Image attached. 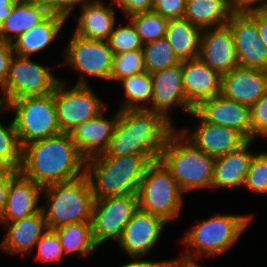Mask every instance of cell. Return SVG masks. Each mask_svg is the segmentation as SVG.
<instances>
[{
  "mask_svg": "<svg viewBox=\"0 0 267 267\" xmlns=\"http://www.w3.org/2000/svg\"><path fill=\"white\" fill-rule=\"evenodd\" d=\"M86 158L70 133L33 141L22 147L19 172L42 188L85 175Z\"/></svg>",
  "mask_w": 267,
  "mask_h": 267,
  "instance_id": "1",
  "label": "cell"
},
{
  "mask_svg": "<svg viewBox=\"0 0 267 267\" xmlns=\"http://www.w3.org/2000/svg\"><path fill=\"white\" fill-rule=\"evenodd\" d=\"M175 128L154 111L119 109L113 136L104 153L113 157L144 154L152 162L159 160L165 141Z\"/></svg>",
  "mask_w": 267,
  "mask_h": 267,
  "instance_id": "2",
  "label": "cell"
},
{
  "mask_svg": "<svg viewBox=\"0 0 267 267\" xmlns=\"http://www.w3.org/2000/svg\"><path fill=\"white\" fill-rule=\"evenodd\" d=\"M151 163L144 154L113 157L101 153L86 159L85 176L94 200L137 193Z\"/></svg>",
  "mask_w": 267,
  "mask_h": 267,
  "instance_id": "3",
  "label": "cell"
},
{
  "mask_svg": "<svg viewBox=\"0 0 267 267\" xmlns=\"http://www.w3.org/2000/svg\"><path fill=\"white\" fill-rule=\"evenodd\" d=\"M176 130L165 141L159 160L183 193L200 188L212 189L215 158L196 148Z\"/></svg>",
  "mask_w": 267,
  "mask_h": 267,
  "instance_id": "4",
  "label": "cell"
},
{
  "mask_svg": "<svg viewBox=\"0 0 267 267\" xmlns=\"http://www.w3.org/2000/svg\"><path fill=\"white\" fill-rule=\"evenodd\" d=\"M251 218L252 215L249 214L216 213L201 221L180 240L185 247L187 246L185 254H181V257L198 261L201 256H217L228 251L247 229Z\"/></svg>",
  "mask_w": 267,
  "mask_h": 267,
  "instance_id": "5",
  "label": "cell"
},
{
  "mask_svg": "<svg viewBox=\"0 0 267 267\" xmlns=\"http://www.w3.org/2000/svg\"><path fill=\"white\" fill-rule=\"evenodd\" d=\"M44 194V195H43ZM46 202L41 206L48 229L79 222H92L94 197L85 175L78 179L46 186Z\"/></svg>",
  "mask_w": 267,
  "mask_h": 267,
  "instance_id": "6",
  "label": "cell"
},
{
  "mask_svg": "<svg viewBox=\"0 0 267 267\" xmlns=\"http://www.w3.org/2000/svg\"><path fill=\"white\" fill-rule=\"evenodd\" d=\"M139 208L161 217L168 224L176 220L183 206V192L160 160L147 168L138 188Z\"/></svg>",
  "mask_w": 267,
  "mask_h": 267,
  "instance_id": "7",
  "label": "cell"
},
{
  "mask_svg": "<svg viewBox=\"0 0 267 267\" xmlns=\"http://www.w3.org/2000/svg\"><path fill=\"white\" fill-rule=\"evenodd\" d=\"M4 109L15 113L13 121L21 147L61 133L53 93L12 99Z\"/></svg>",
  "mask_w": 267,
  "mask_h": 267,
  "instance_id": "8",
  "label": "cell"
},
{
  "mask_svg": "<svg viewBox=\"0 0 267 267\" xmlns=\"http://www.w3.org/2000/svg\"><path fill=\"white\" fill-rule=\"evenodd\" d=\"M54 67L47 68L30 57L14 54L11 59L5 85L0 94V103L24 97L45 96L53 93L61 80L54 76ZM51 71V72H50Z\"/></svg>",
  "mask_w": 267,
  "mask_h": 267,
  "instance_id": "9",
  "label": "cell"
},
{
  "mask_svg": "<svg viewBox=\"0 0 267 267\" xmlns=\"http://www.w3.org/2000/svg\"><path fill=\"white\" fill-rule=\"evenodd\" d=\"M64 50L65 63L80 73L75 85H90L87 77L110 80L113 51L105 40L87 39L73 32Z\"/></svg>",
  "mask_w": 267,
  "mask_h": 267,
  "instance_id": "10",
  "label": "cell"
},
{
  "mask_svg": "<svg viewBox=\"0 0 267 267\" xmlns=\"http://www.w3.org/2000/svg\"><path fill=\"white\" fill-rule=\"evenodd\" d=\"M64 86L60 80L53 91L61 132L70 133L78 125L95 118L108 108L90 85H74L70 89Z\"/></svg>",
  "mask_w": 267,
  "mask_h": 267,
  "instance_id": "11",
  "label": "cell"
},
{
  "mask_svg": "<svg viewBox=\"0 0 267 267\" xmlns=\"http://www.w3.org/2000/svg\"><path fill=\"white\" fill-rule=\"evenodd\" d=\"M138 209L137 193L94 200L91 224L96 244L100 246L110 239L118 241Z\"/></svg>",
  "mask_w": 267,
  "mask_h": 267,
  "instance_id": "12",
  "label": "cell"
},
{
  "mask_svg": "<svg viewBox=\"0 0 267 267\" xmlns=\"http://www.w3.org/2000/svg\"><path fill=\"white\" fill-rule=\"evenodd\" d=\"M191 116L197 118V125L192 131H179L196 148L213 158L239 150L248 140L232 128L215 125L204 121L194 110Z\"/></svg>",
  "mask_w": 267,
  "mask_h": 267,
  "instance_id": "13",
  "label": "cell"
},
{
  "mask_svg": "<svg viewBox=\"0 0 267 267\" xmlns=\"http://www.w3.org/2000/svg\"><path fill=\"white\" fill-rule=\"evenodd\" d=\"M239 66L267 69V49L259 36L256 21L247 13H233L229 22Z\"/></svg>",
  "mask_w": 267,
  "mask_h": 267,
  "instance_id": "14",
  "label": "cell"
},
{
  "mask_svg": "<svg viewBox=\"0 0 267 267\" xmlns=\"http://www.w3.org/2000/svg\"><path fill=\"white\" fill-rule=\"evenodd\" d=\"M166 225L168 223L161 217L139 208L117 241L119 247L130 259L132 257L144 258L159 242Z\"/></svg>",
  "mask_w": 267,
  "mask_h": 267,
  "instance_id": "15",
  "label": "cell"
},
{
  "mask_svg": "<svg viewBox=\"0 0 267 267\" xmlns=\"http://www.w3.org/2000/svg\"><path fill=\"white\" fill-rule=\"evenodd\" d=\"M151 75L153 95L150 107L147 110L161 114L173 125L170 119V110L180 106L186 113H191L194 108L187 102L183 91V76L181 64L154 72Z\"/></svg>",
  "mask_w": 267,
  "mask_h": 267,
  "instance_id": "16",
  "label": "cell"
},
{
  "mask_svg": "<svg viewBox=\"0 0 267 267\" xmlns=\"http://www.w3.org/2000/svg\"><path fill=\"white\" fill-rule=\"evenodd\" d=\"M198 58L221 75L239 66L234 39L228 24L202 29Z\"/></svg>",
  "mask_w": 267,
  "mask_h": 267,
  "instance_id": "17",
  "label": "cell"
},
{
  "mask_svg": "<svg viewBox=\"0 0 267 267\" xmlns=\"http://www.w3.org/2000/svg\"><path fill=\"white\" fill-rule=\"evenodd\" d=\"M194 111L206 122L239 131L248 141L252 140L250 107L221 94L202 101Z\"/></svg>",
  "mask_w": 267,
  "mask_h": 267,
  "instance_id": "18",
  "label": "cell"
},
{
  "mask_svg": "<svg viewBox=\"0 0 267 267\" xmlns=\"http://www.w3.org/2000/svg\"><path fill=\"white\" fill-rule=\"evenodd\" d=\"M183 91L195 109L202 101L221 94L222 75L200 58L181 61Z\"/></svg>",
  "mask_w": 267,
  "mask_h": 267,
  "instance_id": "19",
  "label": "cell"
},
{
  "mask_svg": "<svg viewBox=\"0 0 267 267\" xmlns=\"http://www.w3.org/2000/svg\"><path fill=\"white\" fill-rule=\"evenodd\" d=\"M267 91L265 70L237 66L222 75L221 95L248 107Z\"/></svg>",
  "mask_w": 267,
  "mask_h": 267,
  "instance_id": "20",
  "label": "cell"
},
{
  "mask_svg": "<svg viewBox=\"0 0 267 267\" xmlns=\"http://www.w3.org/2000/svg\"><path fill=\"white\" fill-rule=\"evenodd\" d=\"M105 111L106 109L70 132L76 147L86 159L104 153L113 136L119 117V109L110 118H105Z\"/></svg>",
  "mask_w": 267,
  "mask_h": 267,
  "instance_id": "21",
  "label": "cell"
},
{
  "mask_svg": "<svg viewBox=\"0 0 267 267\" xmlns=\"http://www.w3.org/2000/svg\"><path fill=\"white\" fill-rule=\"evenodd\" d=\"M43 188L20 172L11 180L0 222H15L36 214Z\"/></svg>",
  "mask_w": 267,
  "mask_h": 267,
  "instance_id": "22",
  "label": "cell"
},
{
  "mask_svg": "<svg viewBox=\"0 0 267 267\" xmlns=\"http://www.w3.org/2000/svg\"><path fill=\"white\" fill-rule=\"evenodd\" d=\"M80 5L81 13L73 32L87 39L107 41L117 23L112 1L107 6L102 0H83Z\"/></svg>",
  "mask_w": 267,
  "mask_h": 267,
  "instance_id": "23",
  "label": "cell"
},
{
  "mask_svg": "<svg viewBox=\"0 0 267 267\" xmlns=\"http://www.w3.org/2000/svg\"><path fill=\"white\" fill-rule=\"evenodd\" d=\"M1 223L6 226L7 234L1 241L0 247L11 254L24 255L32 251L36 242L48 229L42 209L21 220Z\"/></svg>",
  "mask_w": 267,
  "mask_h": 267,
  "instance_id": "24",
  "label": "cell"
},
{
  "mask_svg": "<svg viewBox=\"0 0 267 267\" xmlns=\"http://www.w3.org/2000/svg\"><path fill=\"white\" fill-rule=\"evenodd\" d=\"M253 141L249 140L239 150L215 158L212 188L243 187L254 153L250 151Z\"/></svg>",
  "mask_w": 267,
  "mask_h": 267,
  "instance_id": "25",
  "label": "cell"
},
{
  "mask_svg": "<svg viewBox=\"0 0 267 267\" xmlns=\"http://www.w3.org/2000/svg\"><path fill=\"white\" fill-rule=\"evenodd\" d=\"M65 22L64 17L49 14L42 22L22 33L11 43L14 54L30 57L45 50L56 40Z\"/></svg>",
  "mask_w": 267,
  "mask_h": 267,
  "instance_id": "26",
  "label": "cell"
},
{
  "mask_svg": "<svg viewBox=\"0 0 267 267\" xmlns=\"http://www.w3.org/2000/svg\"><path fill=\"white\" fill-rule=\"evenodd\" d=\"M48 15L49 13L35 0H18L7 18L0 24V39L11 44Z\"/></svg>",
  "mask_w": 267,
  "mask_h": 267,
  "instance_id": "27",
  "label": "cell"
},
{
  "mask_svg": "<svg viewBox=\"0 0 267 267\" xmlns=\"http://www.w3.org/2000/svg\"><path fill=\"white\" fill-rule=\"evenodd\" d=\"M201 34L200 27L183 17L169 19L164 38L183 61L199 57Z\"/></svg>",
  "mask_w": 267,
  "mask_h": 267,
  "instance_id": "28",
  "label": "cell"
},
{
  "mask_svg": "<svg viewBox=\"0 0 267 267\" xmlns=\"http://www.w3.org/2000/svg\"><path fill=\"white\" fill-rule=\"evenodd\" d=\"M233 13L227 0H186L184 18L206 29L226 25Z\"/></svg>",
  "mask_w": 267,
  "mask_h": 267,
  "instance_id": "29",
  "label": "cell"
},
{
  "mask_svg": "<svg viewBox=\"0 0 267 267\" xmlns=\"http://www.w3.org/2000/svg\"><path fill=\"white\" fill-rule=\"evenodd\" d=\"M59 237L66 256H87L99 246L93 238L91 222H79L53 229Z\"/></svg>",
  "mask_w": 267,
  "mask_h": 267,
  "instance_id": "30",
  "label": "cell"
},
{
  "mask_svg": "<svg viewBox=\"0 0 267 267\" xmlns=\"http://www.w3.org/2000/svg\"><path fill=\"white\" fill-rule=\"evenodd\" d=\"M122 83L125 99L119 109H147L151 105L153 84L150 73L142 72L127 76L118 81Z\"/></svg>",
  "mask_w": 267,
  "mask_h": 267,
  "instance_id": "31",
  "label": "cell"
},
{
  "mask_svg": "<svg viewBox=\"0 0 267 267\" xmlns=\"http://www.w3.org/2000/svg\"><path fill=\"white\" fill-rule=\"evenodd\" d=\"M142 50L145 60V69L146 72L150 74L181 64V60L164 37L143 44Z\"/></svg>",
  "mask_w": 267,
  "mask_h": 267,
  "instance_id": "32",
  "label": "cell"
},
{
  "mask_svg": "<svg viewBox=\"0 0 267 267\" xmlns=\"http://www.w3.org/2000/svg\"><path fill=\"white\" fill-rule=\"evenodd\" d=\"M4 105L0 106V110ZM0 122V169L19 170L22 147L19 143L14 121L5 126Z\"/></svg>",
  "mask_w": 267,
  "mask_h": 267,
  "instance_id": "33",
  "label": "cell"
},
{
  "mask_svg": "<svg viewBox=\"0 0 267 267\" xmlns=\"http://www.w3.org/2000/svg\"><path fill=\"white\" fill-rule=\"evenodd\" d=\"M134 25L143 44L165 36L169 19L154 11L139 12L127 17Z\"/></svg>",
  "mask_w": 267,
  "mask_h": 267,
  "instance_id": "34",
  "label": "cell"
},
{
  "mask_svg": "<svg viewBox=\"0 0 267 267\" xmlns=\"http://www.w3.org/2000/svg\"><path fill=\"white\" fill-rule=\"evenodd\" d=\"M146 72L143 50H133L113 55L110 80L118 82L122 78Z\"/></svg>",
  "mask_w": 267,
  "mask_h": 267,
  "instance_id": "35",
  "label": "cell"
},
{
  "mask_svg": "<svg viewBox=\"0 0 267 267\" xmlns=\"http://www.w3.org/2000/svg\"><path fill=\"white\" fill-rule=\"evenodd\" d=\"M114 26L112 33L107 40L113 54H121L133 50H142L143 43L132 22L129 20L126 25Z\"/></svg>",
  "mask_w": 267,
  "mask_h": 267,
  "instance_id": "36",
  "label": "cell"
},
{
  "mask_svg": "<svg viewBox=\"0 0 267 267\" xmlns=\"http://www.w3.org/2000/svg\"><path fill=\"white\" fill-rule=\"evenodd\" d=\"M244 188L256 194H267V152L254 153L247 172Z\"/></svg>",
  "mask_w": 267,
  "mask_h": 267,
  "instance_id": "37",
  "label": "cell"
},
{
  "mask_svg": "<svg viewBox=\"0 0 267 267\" xmlns=\"http://www.w3.org/2000/svg\"><path fill=\"white\" fill-rule=\"evenodd\" d=\"M34 247H37L36 259L39 261H58L63 258V255H66L60 243L59 237L52 229H47V231L36 242Z\"/></svg>",
  "mask_w": 267,
  "mask_h": 267,
  "instance_id": "38",
  "label": "cell"
},
{
  "mask_svg": "<svg viewBox=\"0 0 267 267\" xmlns=\"http://www.w3.org/2000/svg\"><path fill=\"white\" fill-rule=\"evenodd\" d=\"M252 141L259 136H267V91L250 107Z\"/></svg>",
  "mask_w": 267,
  "mask_h": 267,
  "instance_id": "39",
  "label": "cell"
},
{
  "mask_svg": "<svg viewBox=\"0 0 267 267\" xmlns=\"http://www.w3.org/2000/svg\"><path fill=\"white\" fill-rule=\"evenodd\" d=\"M186 0H154L152 11L159 13L164 18H183Z\"/></svg>",
  "mask_w": 267,
  "mask_h": 267,
  "instance_id": "40",
  "label": "cell"
},
{
  "mask_svg": "<svg viewBox=\"0 0 267 267\" xmlns=\"http://www.w3.org/2000/svg\"><path fill=\"white\" fill-rule=\"evenodd\" d=\"M38 2L49 14L59 15L66 20L69 18L73 9L79 6L83 0H35Z\"/></svg>",
  "mask_w": 267,
  "mask_h": 267,
  "instance_id": "41",
  "label": "cell"
},
{
  "mask_svg": "<svg viewBox=\"0 0 267 267\" xmlns=\"http://www.w3.org/2000/svg\"><path fill=\"white\" fill-rule=\"evenodd\" d=\"M112 3L118 5V8L124 12L125 16H129L139 12L151 11L154 0H111Z\"/></svg>",
  "mask_w": 267,
  "mask_h": 267,
  "instance_id": "42",
  "label": "cell"
},
{
  "mask_svg": "<svg viewBox=\"0 0 267 267\" xmlns=\"http://www.w3.org/2000/svg\"><path fill=\"white\" fill-rule=\"evenodd\" d=\"M13 56L14 52L12 45L0 39V88L1 89L5 85L9 65Z\"/></svg>",
  "mask_w": 267,
  "mask_h": 267,
  "instance_id": "43",
  "label": "cell"
},
{
  "mask_svg": "<svg viewBox=\"0 0 267 267\" xmlns=\"http://www.w3.org/2000/svg\"><path fill=\"white\" fill-rule=\"evenodd\" d=\"M18 173L19 170L0 169V220L4 213L10 182Z\"/></svg>",
  "mask_w": 267,
  "mask_h": 267,
  "instance_id": "44",
  "label": "cell"
},
{
  "mask_svg": "<svg viewBox=\"0 0 267 267\" xmlns=\"http://www.w3.org/2000/svg\"><path fill=\"white\" fill-rule=\"evenodd\" d=\"M227 2L234 13H245L262 9L265 4V0H227Z\"/></svg>",
  "mask_w": 267,
  "mask_h": 267,
  "instance_id": "45",
  "label": "cell"
},
{
  "mask_svg": "<svg viewBox=\"0 0 267 267\" xmlns=\"http://www.w3.org/2000/svg\"><path fill=\"white\" fill-rule=\"evenodd\" d=\"M247 13L256 21L259 36L267 49V11L262 8Z\"/></svg>",
  "mask_w": 267,
  "mask_h": 267,
  "instance_id": "46",
  "label": "cell"
},
{
  "mask_svg": "<svg viewBox=\"0 0 267 267\" xmlns=\"http://www.w3.org/2000/svg\"><path fill=\"white\" fill-rule=\"evenodd\" d=\"M132 260L133 261L127 262L126 264H123L119 267H165L166 262V260L146 261L143 260L142 257H132Z\"/></svg>",
  "mask_w": 267,
  "mask_h": 267,
  "instance_id": "47",
  "label": "cell"
},
{
  "mask_svg": "<svg viewBox=\"0 0 267 267\" xmlns=\"http://www.w3.org/2000/svg\"><path fill=\"white\" fill-rule=\"evenodd\" d=\"M197 260H190L183 257L166 260L165 267H203L199 265Z\"/></svg>",
  "mask_w": 267,
  "mask_h": 267,
  "instance_id": "48",
  "label": "cell"
},
{
  "mask_svg": "<svg viewBox=\"0 0 267 267\" xmlns=\"http://www.w3.org/2000/svg\"><path fill=\"white\" fill-rule=\"evenodd\" d=\"M18 0H0V24L7 18L10 14L13 5Z\"/></svg>",
  "mask_w": 267,
  "mask_h": 267,
  "instance_id": "49",
  "label": "cell"
},
{
  "mask_svg": "<svg viewBox=\"0 0 267 267\" xmlns=\"http://www.w3.org/2000/svg\"><path fill=\"white\" fill-rule=\"evenodd\" d=\"M265 11H267V0H265L264 8Z\"/></svg>",
  "mask_w": 267,
  "mask_h": 267,
  "instance_id": "50",
  "label": "cell"
}]
</instances>
